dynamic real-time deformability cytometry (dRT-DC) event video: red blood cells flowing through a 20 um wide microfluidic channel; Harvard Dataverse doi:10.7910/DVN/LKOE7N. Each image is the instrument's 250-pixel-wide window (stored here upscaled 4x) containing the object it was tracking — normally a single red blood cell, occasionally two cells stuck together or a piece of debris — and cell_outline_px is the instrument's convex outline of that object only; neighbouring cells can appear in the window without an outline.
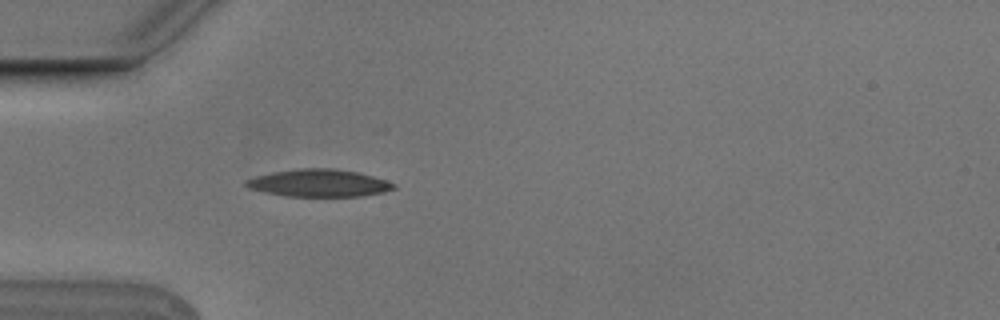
{"species": "Egyptian fruit bat (a non-hibernating species)", "species_latin": "Rousettus aegyptiacus", "temperature_condition": "cold", "stored_images_in_passage": 4, "camera_frame_rate_fps": 3000, "um_per_image_px": 0.085, "animal": {"sex": "male"}, "frame": {"image": 1, "passage_image": 4, "time_ms": 1.0, "image_size_px": [1000, 320], "cell_outline_px": [[396, 188], [384, 192], [360, 196], [284, 196], [264, 192], [248, 188], [244, 184], [244, 180], [256, 176], [272, 172], [296, 168], [336, 168], [356, 172], [372, 176], [396, 184]], "centroid_in_image_um": [27.07, 15.55], "position_along_channel_um": 57.9, "area_um2": 23.64}}